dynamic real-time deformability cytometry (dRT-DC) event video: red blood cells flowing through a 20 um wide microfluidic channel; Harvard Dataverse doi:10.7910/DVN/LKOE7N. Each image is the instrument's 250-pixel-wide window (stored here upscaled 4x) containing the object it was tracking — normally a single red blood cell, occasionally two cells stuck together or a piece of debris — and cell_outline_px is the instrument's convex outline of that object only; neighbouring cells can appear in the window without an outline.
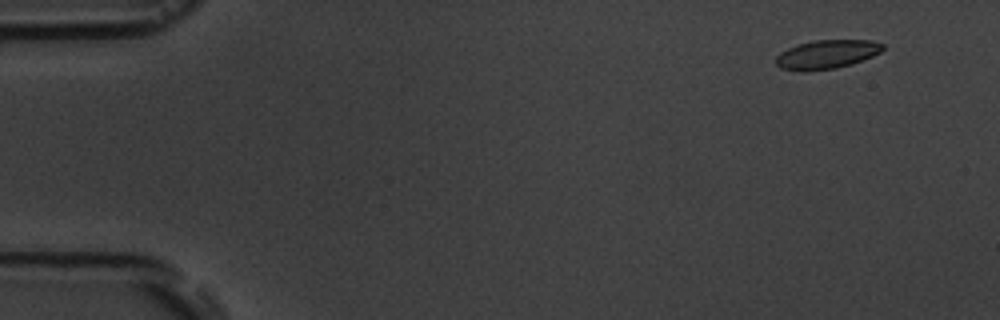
{"species": "common noctule bat (a hibernating species)", "species_latin": "Nyctalus noctula", "temperature_condition": "room temperature", "stored_images_in_passage": 10, "camera_frame_rate_fps": 3000, "um_per_image_px": 0.085, "animal": {"sex": "male", "body_mass_g": 19.5, "forearm_length_mm": 54.6}, "frame": {"image": 1, "passage_image": 1, "time_ms": 0.0, "image_size_px": [1000, 320], "cell_outline_px": [[884, 48], [880, 52], [872, 56], [852, 64], [836, 68], [804, 72], [800, 72], [780, 68], [776, 64], [776, 56], [780, 52], [796, 44], [816, 40], [872, 40], [884, 44]], "centroid_in_image_um": [70.25, 4.63], "position_along_channel_um": 14.8, "area_um2": 18.15}}
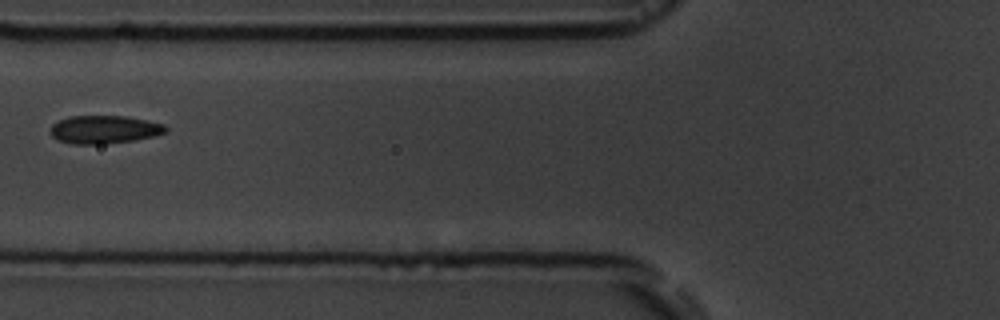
{"frame": {"image": 2, "passage_image": 6, "time_ms": 6.0, "image_size_px": [1000, 320], "cell_outline_px": [[168, 132], [156, 136], [132, 140], [104, 144], [72, 144], [56, 140], [52, 136], [52, 124], [68, 116], [128, 116], [164, 124], [168, 128]], "centroid_in_image_um": [8.89, 11.01], "position_along_channel_um": 116.9, "area_um2": 18.96}}
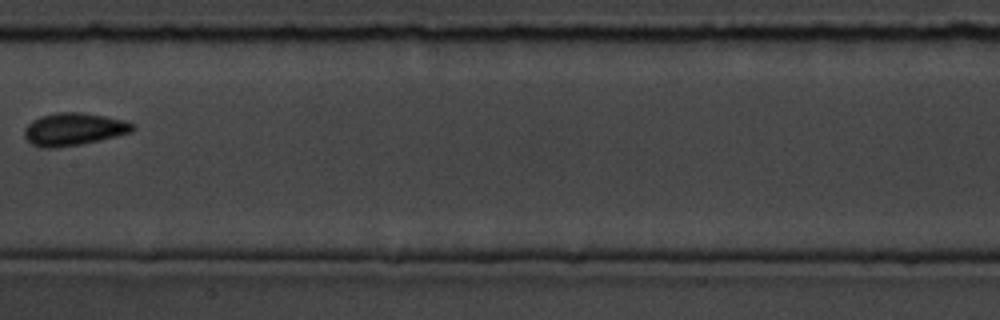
{"frame": {"image": 3, "passage_image": 8, "time_ms": 8.333, "image_size_px": [1000, 320], "cell_outline_px": [[136, 128], [132, 132], [116, 136], [80, 144], [56, 148], [40, 148], [32, 144], [24, 136], [24, 128], [32, 120], [40, 116], [56, 112], [80, 112], [104, 116], [124, 120], [136, 124]], "centroid_in_image_um": [6.26, 10.98], "position_along_channel_um": 201.1, "area_um2": 20.63}}